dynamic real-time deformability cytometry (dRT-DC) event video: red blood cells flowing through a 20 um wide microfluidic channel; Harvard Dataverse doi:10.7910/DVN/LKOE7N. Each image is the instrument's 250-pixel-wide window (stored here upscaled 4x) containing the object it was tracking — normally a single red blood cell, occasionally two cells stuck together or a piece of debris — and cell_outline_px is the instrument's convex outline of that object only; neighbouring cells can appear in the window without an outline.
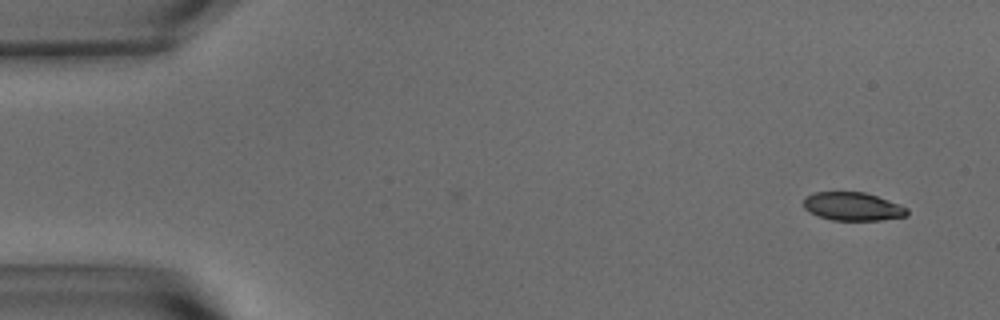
{"species": "common noctule bat (a hibernating species)", "species_latin": "Nyctalus noctula", "temperature_condition": "warm", "stored_images_in_passage": 53, "camera_frame_rate_fps": 3000, "um_per_image_px": 0.085, "animal": {"sex": "male", "body_mass_g": 15.6}, "frame": {"image": 1, "passage_image": 1, "time_ms": 0.0, "image_size_px": [1000, 320], "cell_outline_px": [[908, 216], [880, 220], [832, 220], [808, 212], [804, 208], [804, 196], [812, 192], [864, 192], [900, 204], [908, 208]], "centroid_in_image_um": [72.47, 17.55], "position_along_channel_um": 12.5, "area_um2": 17.17}}
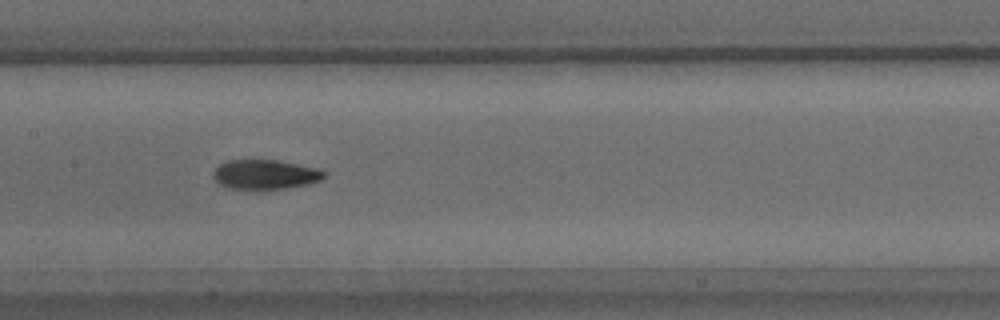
{"frame": {"image": 2, "passage_image": 25, "time_ms": 8.0, "image_size_px": [1000, 320], "cell_outline_px": [[324, 176], [320, 180], [308, 184], [284, 188], [228, 188], [220, 184], [212, 176], [212, 172], [220, 164], [228, 160], [276, 160], [316, 168], [324, 172]], "centroid_in_image_um": [22.5, 14.82], "position_along_channel_um": 184.9, "area_um2": 18.61}}
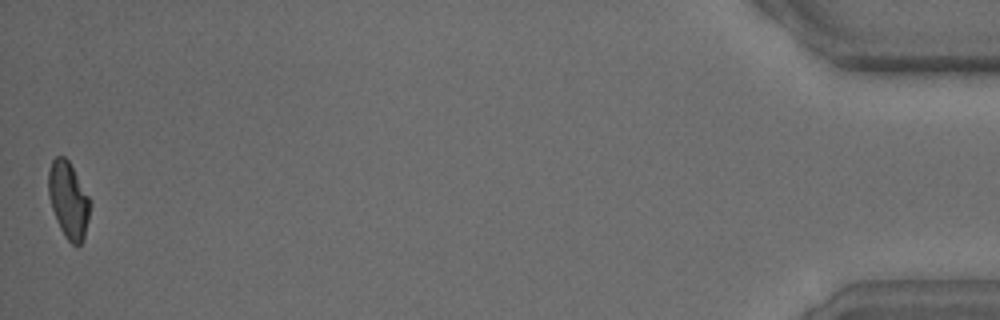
{"frame": {"image": 3, "passage_image": 53, "time_ms": 17.333, "image_size_px": [1000, 320], "cell_outline_px": [[92, 200], [84, 240], [80, 244], [72, 244], [64, 236], [56, 220], [48, 196], [48, 172], [52, 160], [56, 156], [64, 156], [68, 160]], "centroid_in_image_um": [5.83, 17.0], "position_along_channel_um": 429.4, "area_um2": 18.73}, "authors_computed_cell_mechanics": {"area_um2": 19.1896, "velocity_mm_per_s": 3.6346, "shape_relaxation_time_tau1_ms": 5.5455, "shape_relaxation_time_tau2_ms": 2.4968, "deformation_change_tau1": 0.1746, "deformation_change_tau2": 0.0772}}